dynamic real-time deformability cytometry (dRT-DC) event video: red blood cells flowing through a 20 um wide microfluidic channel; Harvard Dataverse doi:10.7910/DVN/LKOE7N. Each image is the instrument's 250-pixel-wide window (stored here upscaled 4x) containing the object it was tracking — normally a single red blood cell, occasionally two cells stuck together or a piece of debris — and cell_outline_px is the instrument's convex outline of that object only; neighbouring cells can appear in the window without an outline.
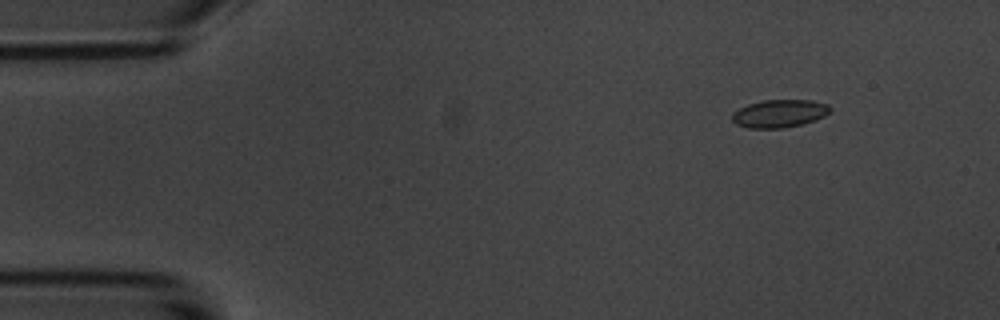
{"species": "common noctule bat (a hibernating species)", "species_latin": "Nyctalus noctula", "temperature_condition": "room temperature", "stored_images_in_passage": 51, "camera_frame_rate_fps": 3000, "um_per_image_px": 0.085, "animal": {"sex": "male", "body_mass_g": 20.1, "forearm_length_mm": 53.5}, "frame": {"image": 1, "passage_image": 1, "time_ms": 0.0, "image_size_px": [1000, 320], "cell_outline_px": [[832, 108], [824, 116], [816, 120], [804, 124], [784, 128], [748, 128], [736, 124], [732, 120], [732, 112], [748, 104], [764, 100], [812, 100], [828, 104]], "centroid_in_image_um": [66.26, 9.65], "position_along_channel_um": 18.7, "area_um2": 16.01}}
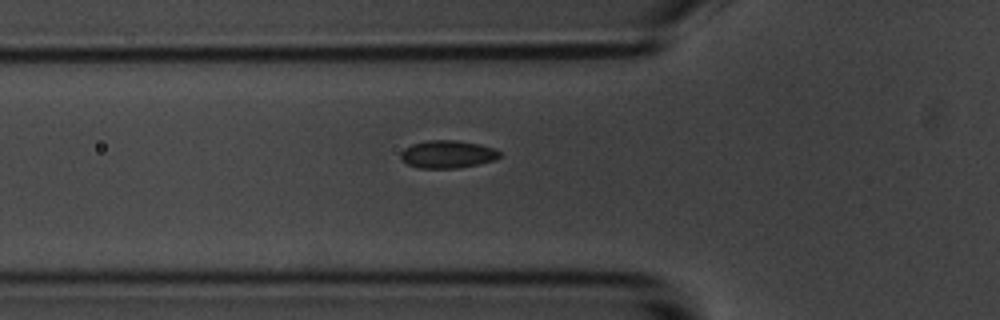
{"frame": {"image": 2, "passage_image": 14, "time_ms": 4.333, "image_size_px": [1000, 320], "cell_outline_px": [[500, 156], [496, 160], [456, 168], [420, 168], [408, 164], [400, 156], [400, 152], [404, 148], [412, 144], [428, 140], [456, 140], [480, 144], [496, 148], [500, 152]], "centroid_in_image_um": [38.06, 13.1], "position_along_channel_um": 87.7, "area_um2": 15.95}}
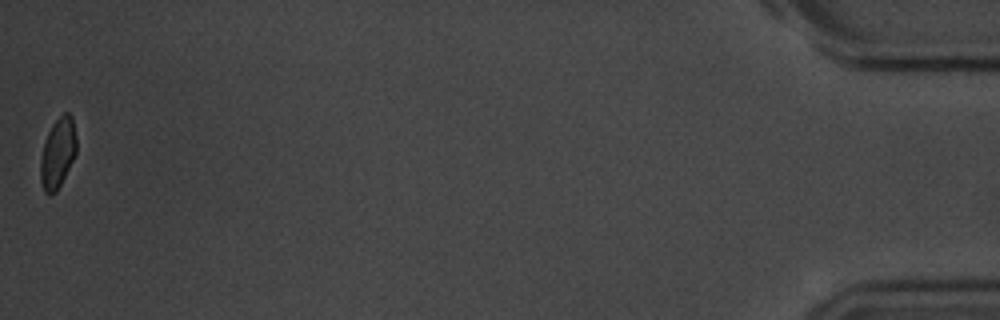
{"frame": {"image": 3, "passage_image": 51, "time_ms": 16.667, "image_size_px": [1000, 320], "cell_outline_px": [[76, 152], [56, 192], [52, 196], [48, 196], [44, 192], [40, 180], [40, 156], [48, 132], [52, 124], [64, 112], [68, 112], [72, 116], [76, 136]], "centroid_in_image_um": [4.89, 13.02], "position_along_channel_um": 430.3, "area_um2": 14.68}, "authors_computed_cell_mechanics": {"area_um2": 15.9528, "velocity_mm_per_s": 3.5579, "shape_relaxation_time_tau1_ms": 5.2599, "shape_relaxation_time_tau2_ms": 0.9547, "deformation_change_tau1": 0.0983, "deformation_change_tau2": 0.0433}}